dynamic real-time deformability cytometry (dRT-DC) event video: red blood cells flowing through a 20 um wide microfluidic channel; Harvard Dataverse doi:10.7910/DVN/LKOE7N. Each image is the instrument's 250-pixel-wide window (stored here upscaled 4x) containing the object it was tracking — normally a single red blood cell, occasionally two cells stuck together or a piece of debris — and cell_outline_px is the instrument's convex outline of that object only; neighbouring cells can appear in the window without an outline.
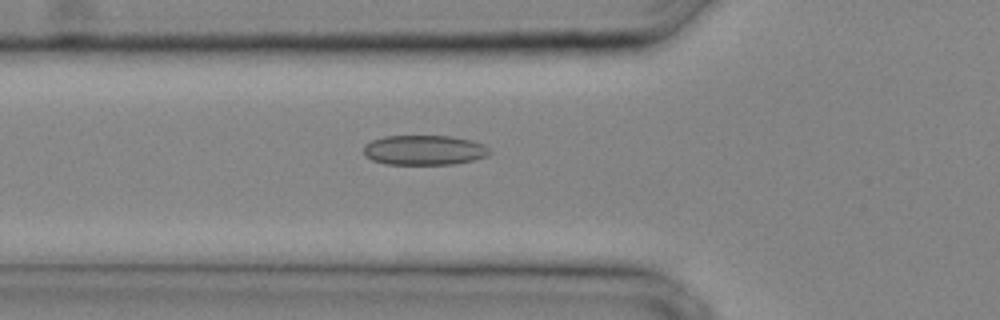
{"species": "common noctule bat (a hibernating species)", "species_latin": "Nyctalus noctula", "temperature_condition": "cold", "stored_images_in_passage": 31, "camera_frame_rate_fps": 3000, "um_per_image_px": 0.085, "animal": {"sex": "male", "body_mass_g": 20.4}, "frame": {"image": 1, "passage_image": 11, "time_ms": 3.333, "image_size_px": [1000, 320], "cell_outline_px": [[492, 152], [488, 156], [472, 160], [452, 164], [384, 164], [372, 160], [364, 156], [364, 144], [372, 140], [384, 136], [452, 136], [472, 140], [484, 144]], "centroid_in_image_um": [36.05, 12.75], "position_along_channel_um": 89.7, "area_um2": 22.08}}
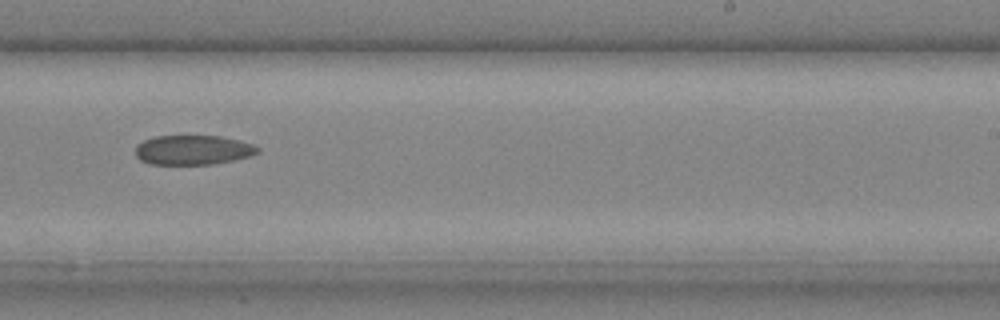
{"frame": {"image": 2, "passage_image": 20, "time_ms": 6.333, "image_size_px": [1000, 320], "cell_outline_px": [[260, 152], [252, 156], [212, 164], [148, 164], [140, 160], [136, 156], [136, 148], [144, 140], [156, 136], [220, 136], [252, 144], [260, 148]], "centroid_in_image_um": [16.42, 12.75], "position_along_channel_um": 272.6, "area_um2": 20.92}}
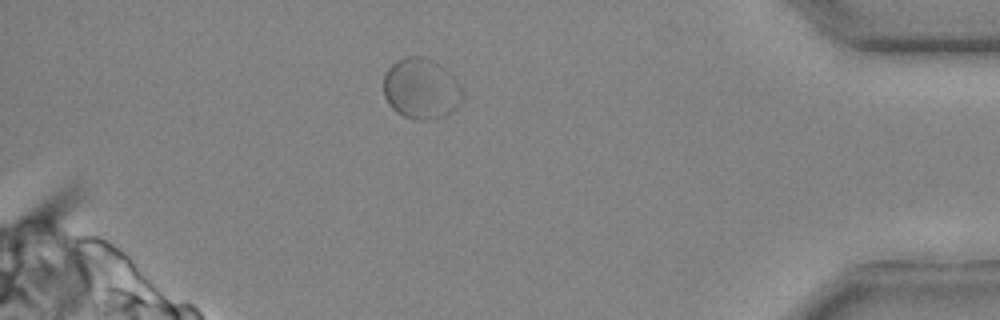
{"frame": {"image": 3, "passage_image": 28, "time_ms": 9.0, "image_size_px": [1000, 320], "cell_outline_px": [[464, 100], [452, 112], [444, 116], [428, 120], [416, 120], [404, 116], [396, 112], [388, 104], [384, 96], [384, 76], [388, 68], [396, 60], [404, 56], [420, 56], [432, 60], [440, 64], [456, 80], [464, 92]], "centroid_in_image_um": [35.81, 7.55], "position_along_channel_um": 399.4, "area_um2": 28.26}}